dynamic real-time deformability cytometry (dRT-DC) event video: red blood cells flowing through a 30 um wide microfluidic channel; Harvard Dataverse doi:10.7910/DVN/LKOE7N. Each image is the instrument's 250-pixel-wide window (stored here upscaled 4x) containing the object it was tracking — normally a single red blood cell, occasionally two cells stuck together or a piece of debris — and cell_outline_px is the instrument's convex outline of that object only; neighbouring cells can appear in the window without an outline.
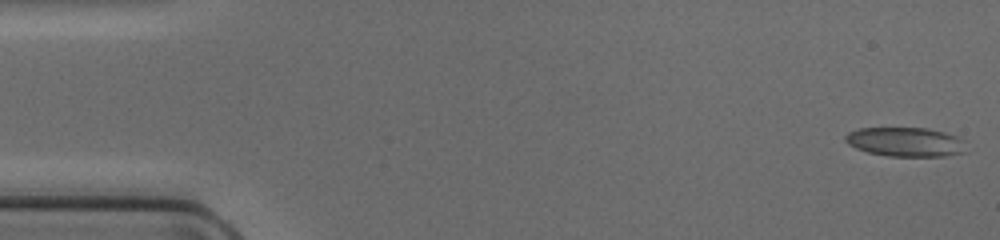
{"species": "common noctule bat (a hibernating species)", "species_latin": "Nyctalus noctula", "temperature_condition": "cold", "stored_images_in_passage": 48, "camera_frame_rate_fps": 3000, "um_per_image_px": 0.085, "animal": {"sex": "female", "body_mass_g": 17.0, "forearm_length_mm": 48.0}, "frame": {"image": 1, "passage_image": 1, "time_ms": 0.0, "image_size_px": [1000, 240], "cell_outline_px": [[968, 152], [944, 156], [888, 156], [868, 152], [856, 148], [848, 144], [844, 140], [844, 136], [848, 132], [860, 128], [928, 128], [944, 132], [956, 136], [964, 140]], "centroid_in_image_um": [76.99, 12.06], "position_along_channel_um": 8.0, "area_um2": 20.75}}
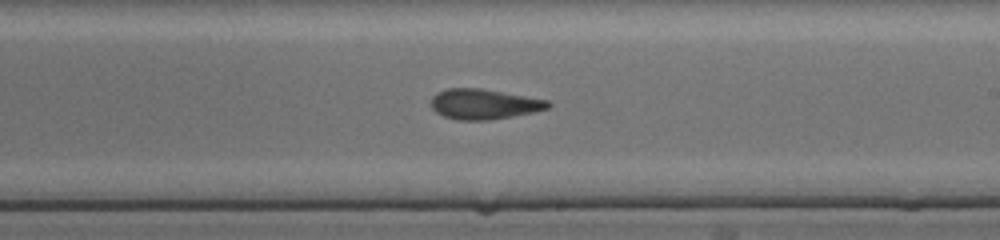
{"frame": {"image": 2, "passage_image": 28, "time_ms": 9.0, "image_size_px": [1000, 240], "cell_outline_px": [[552, 104], [548, 108], [532, 112], [512, 116], [488, 120], [460, 120], [444, 116], [436, 112], [432, 108], [432, 96], [436, 92], [444, 88], [480, 88], [548, 100]], "centroid_in_image_um": [41.11, 8.84], "position_along_channel_um": 247.9, "area_um2": 20.46}}
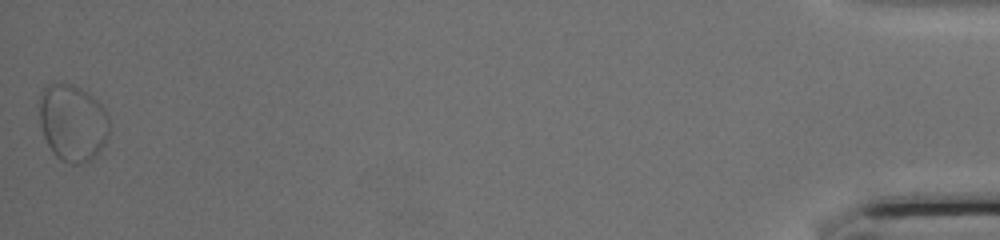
{"frame": {"image": 3, "passage_image": 48, "time_ms": 15.667, "image_size_px": [1000, 240], "cell_outline_px": [[108, 136], [104, 144], [84, 164], [72, 164], [60, 160], [52, 152], [44, 136], [40, 124], [40, 92], [48, 84], [72, 84], [88, 92], [104, 108], [108, 116]], "centroid_in_image_um": [6.16, 10.42], "position_along_channel_um": 429.0, "area_um2": 31.04}}